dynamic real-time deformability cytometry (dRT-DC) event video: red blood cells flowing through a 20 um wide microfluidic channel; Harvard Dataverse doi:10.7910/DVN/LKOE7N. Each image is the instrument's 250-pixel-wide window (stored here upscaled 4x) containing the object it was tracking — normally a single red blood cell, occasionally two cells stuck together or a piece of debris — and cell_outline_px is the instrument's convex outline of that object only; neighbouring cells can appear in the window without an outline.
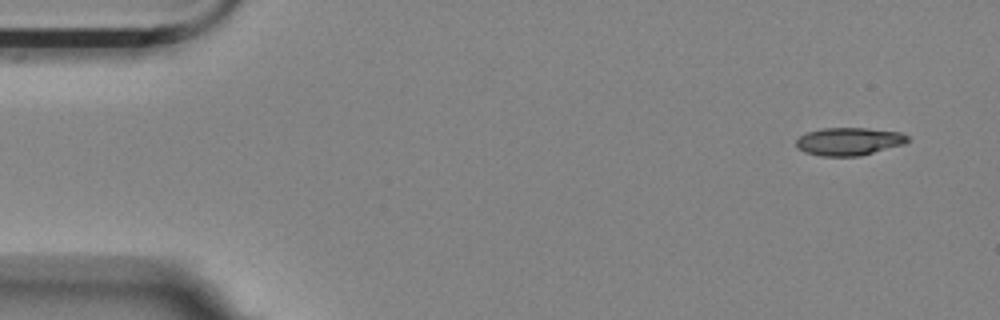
{"species": "Egyptian fruit bat (a non-hibernating species)", "species_latin": "Rousettus aegyptiacus", "temperature_condition": "room temperature", "stored_images_in_passage": 14, "camera_frame_rate_fps": 3000, "um_per_image_px": 0.085, "animal": {"sex": "female"}, "frame": {"image": 1, "passage_image": 1, "time_ms": 0.0, "image_size_px": [1000, 320], "cell_outline_px": [[908, 140], [904, 144], [860, 156], [820, 156], [804, 152], [796, 148], [796, 140], [800, 136], [808, 132], [824, 128], [868, 128], [900, 132], [908, 136]], "centroid_in_image_um": [72.14, 12.02], "position_along_channel_um": 12.9, "area_um2": 18.09}}
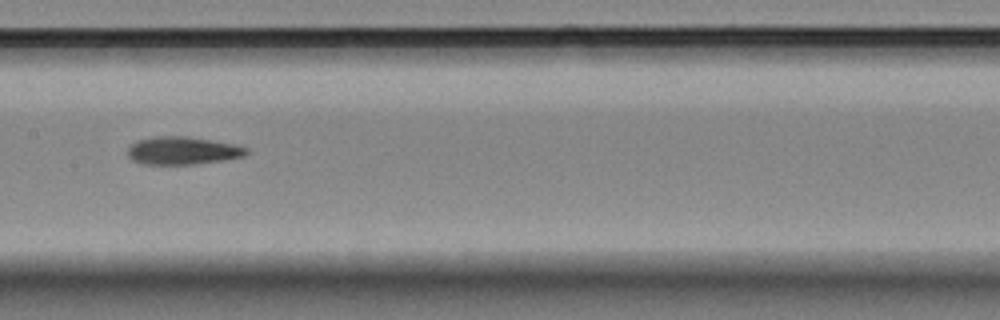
{"frame": {"image": 2, "passage_image": 7, "time_ms": 8.0, "image_size_px": [1000, 320], "cell_outline_px": [[248, 152], [244, 156], [224, 160], [192, 164], [144, 164], [132, 160], [128, 156], [128, 148], [136, 140], [156, 136], [184, 136], [232, 144], [248, 148]], "centroid_in_image_um": [15.49, 12.8], "position_along_channel_um": 191.9, "area_um2": 19.02}}
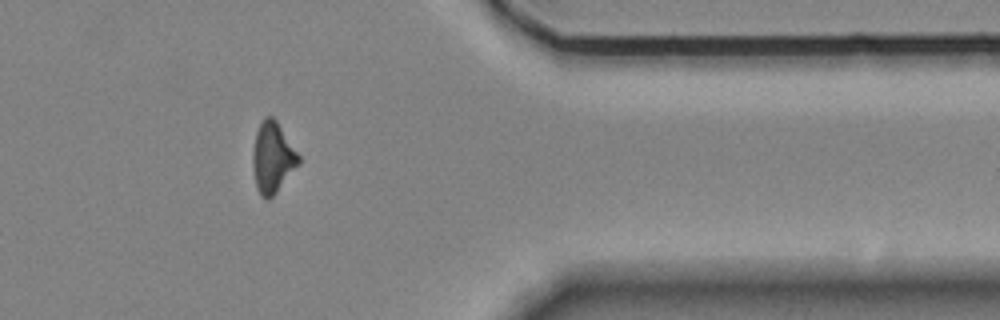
{"frame": {"image": 3, "passage_image": 12, "time_ms": 14.0, "image_size_px": [1000, 320], "cell_outline_px": [[300, 164], [276, 192], [268, 200], [264, 200], [260, 196], [256, 188], [252, 164], [252, 152], [256, 132], [264, 116], [272, 116], [276, 120], [300, 156]], "centroid_in_image_um": [23.16, 13.42], "position_along_channel_um": 388.2, "area_um2": 19.02}, "authors_computed_cell_mechanics": {"area_um2": 19.1896, "velocity_mm_per_s": 3.5919, "shape_relaxation_time_tau1_ms": null, "shape_relaxation_time_tau2_ms": 3.7036, "deformation_change_tau1": null, "deformation_change_tau2": 0.1279}}